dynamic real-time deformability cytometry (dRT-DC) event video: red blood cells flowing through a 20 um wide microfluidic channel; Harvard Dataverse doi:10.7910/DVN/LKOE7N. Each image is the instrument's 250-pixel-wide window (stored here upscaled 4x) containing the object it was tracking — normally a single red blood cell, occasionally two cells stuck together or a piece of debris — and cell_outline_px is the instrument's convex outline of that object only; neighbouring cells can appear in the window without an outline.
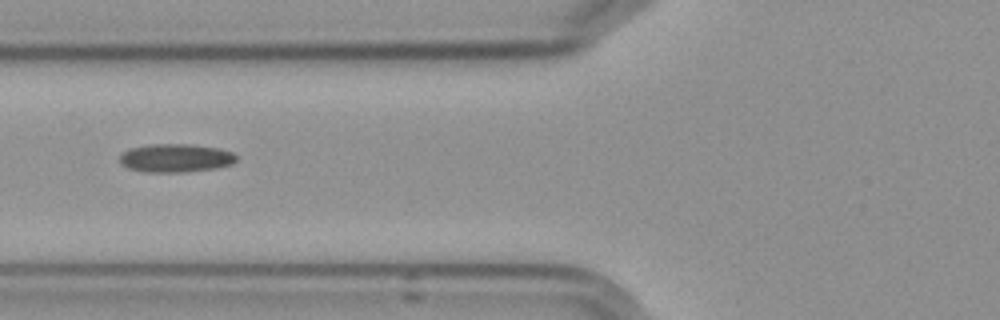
{"species": "Egyptian fruit bat (a non-hibernating species)", "species_latin": "Rousettus aegyptiacus", "temperature_condition": "cold", "stored_images_in_passage": 13, "camera_frame_rate_fps": 3000, "um_per_image_px": 0.085, "frame": {"image": 1, "passage_image": 4, "time_ms": 4.333, "image_size_px": [1000, 320], "cell_outline_px": [[236, 160], [232, 164], [216, 168], [184, 172], [144, 172], [128, 168], [120, 160], [120, 156], [128, 148], [148, 144], [188, 144], [220, 148], [232, 152], [236, 156]], "centroid_in_image_um": [14.94, 13.42], "position_along_channel_um": 110.9, "area_um2": 19.31}}
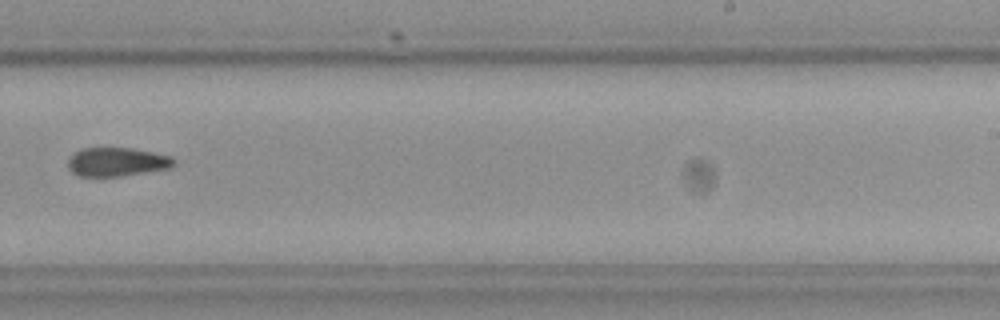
{"frame": {"image": 2, "passage_image": 8, "time_ms": 9.0, "image_size_px": [1000, 320], "cell_outline_px": [[176, 164], [172, 168], [120, 176], [80, 176], [72, 172], [68, 168], [68, 156], [72, 152], [80, 148], [132, 148], [172, 156], [176, 160]], "centroid_in_image_um": [9.93, 13.75], "position_along_channel_um": 279.1, "area_um2": 18.03}}
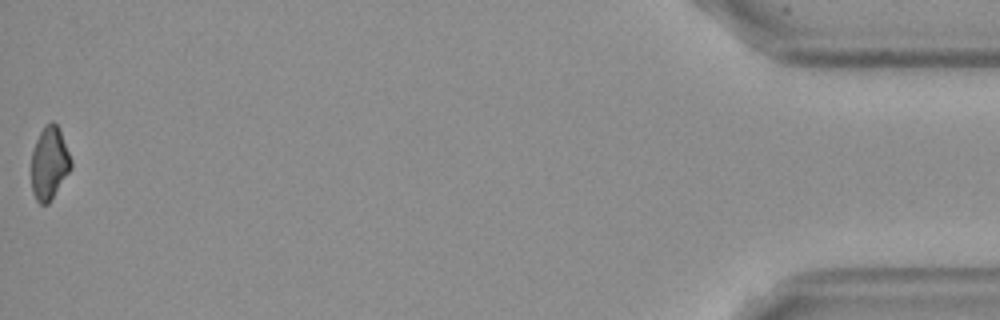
{"frame": {"image": 3, "passage_image": 13, "time_ms": 15.667, "image_size_px": [1000, 320], "cell_outline_px": [[72, 168], [48, 204], [40, 204], [36, 200], [32, 192], [32, 152], [36, 140], [44, 124], [52, 120], [56, 124], [60, 132], [72, 160]], "centroid_in_image_um": [4.19, 13.87], "position_along_channel_um": 431.0, "area_um2": 16.76}, "authors_computed_cell_mechanics": {"area_um2": 18.7272, "velocity_mm_per_s": 3.5899, "shape_relaxation_time_tau1_ms": null, "shape_relaxation_time_tau2_ms": 7.1008, "deformation_change_tau1": null, "deformation_change_tau2": 0.1368}}